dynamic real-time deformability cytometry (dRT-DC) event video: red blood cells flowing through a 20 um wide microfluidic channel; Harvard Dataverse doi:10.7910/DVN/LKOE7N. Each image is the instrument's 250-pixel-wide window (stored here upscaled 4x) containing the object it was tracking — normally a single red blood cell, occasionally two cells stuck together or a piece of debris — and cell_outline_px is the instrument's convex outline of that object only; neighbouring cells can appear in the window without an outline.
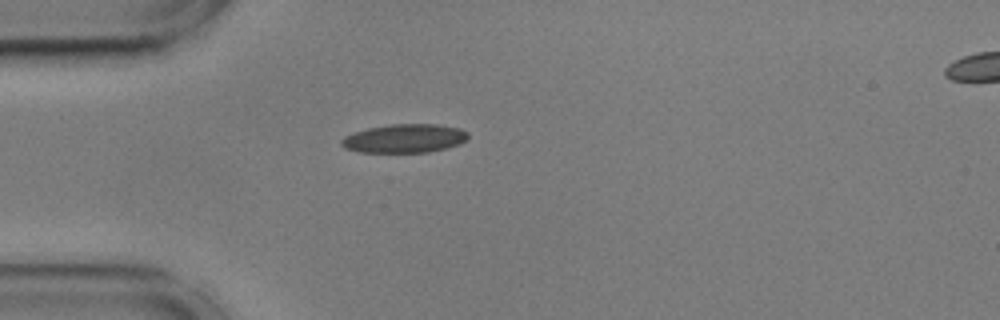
{"species": "common noctule bat (a hibernating species)", "species_latin": "Nyctalus noctula", "temperature_condition": "cold", "stored_images_in_passage": 41, "camera_frame_rate_fps": 3000, "um_per_image_px": 0.085, "animal": {"sex": "male", "body_mass_g": 17.9, "forearm_length_mm": 54.2}, "frame": {"image": 1, "passage_image": 1, "time_ms": 0.0, "image_size_px": [1000, 320], "cell_outline_px": [[468, 140], [460, 144], [428, 152], [360, 152], [344, 148], [340, 144], [340, 140], [344, 136], [368, 128], [392, 124], [436, 124], [460, 128], [468, 132]], "centroid_in_image_um": [34.39, 11.76], "position_along_channel_um": 50.6, "area_um2": 21.15}}
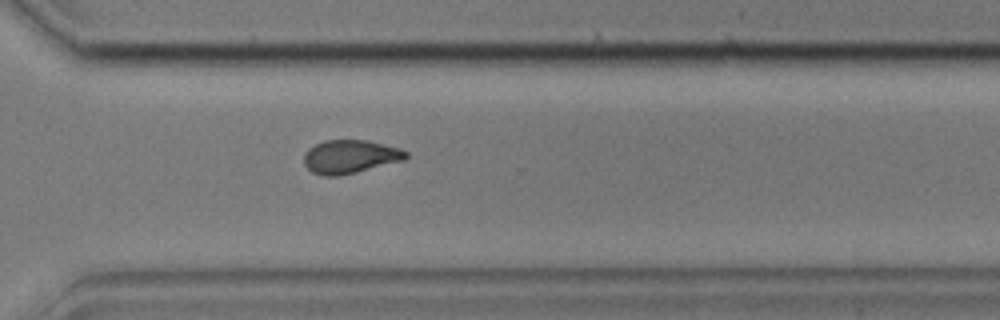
{"frame": {"image": 2, "passage_image": 26, "time_ms": 8.333, "image_size_px": [1000, 320], "cell_outline_px": [[408, 156], [404, 160], [356, 172], [336, 176], [324, 176], [312, 172], [304, 164], [304, 152], [308, 148], [324, 140], [368, 140], [400, 148], [408, 152]], "centroid_in_image_um": [29.75, 13.31], "position_along_channel_um": 340.8, "area_um2": 19.88}}
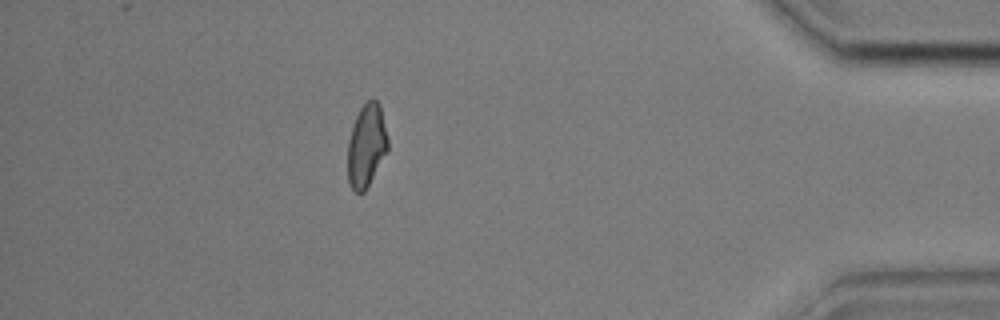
{"frame": {"image": 3, "passage_image": 35, "time_ms": 11.333, "image_size_px": [1000, 320], "cell_outline_px": [[388, 148], [364, 192], [356, 192], [352, 188], [348, 180], [348, 140], [356, 116], [360, 108], [368, 100], [376, 100], [380, 104], [388, 140]], "centroid_in_image_um": [31.14, 12.35], "position_along_channel_um": 404.1, "area_um2": 18.96}, "authors_computed_cell_mechanics": {"area_um2": 20.23, "velocity_mm_per_s": 3.5947, "shape_relaxation_time_tau1_ms": 4.4505, "shape_relaxation_time_tau2_ms": 3.7461, "deformation_change_tau1": 0.1139, "deformation_change_tau2": 0.0891}}